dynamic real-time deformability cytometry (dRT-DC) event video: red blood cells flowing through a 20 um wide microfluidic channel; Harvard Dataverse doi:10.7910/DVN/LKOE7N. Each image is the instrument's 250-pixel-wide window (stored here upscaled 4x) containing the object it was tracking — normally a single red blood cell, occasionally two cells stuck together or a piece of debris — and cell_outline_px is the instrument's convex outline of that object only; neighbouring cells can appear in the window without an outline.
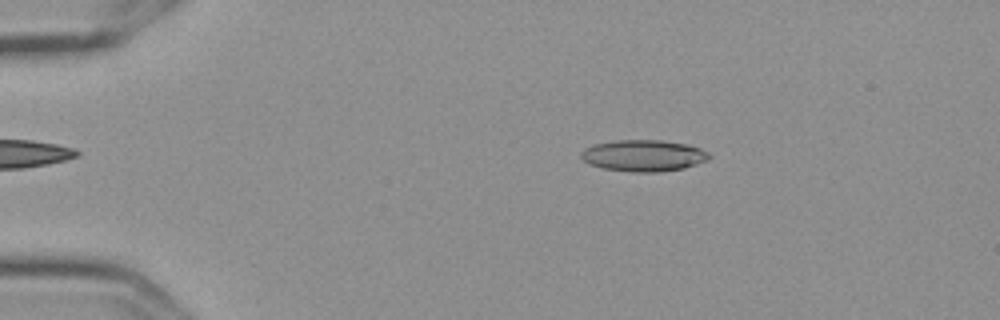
{"species": "Egyptian fruit bat (a non-hibernating species)", "species_latin": "Rousettus aegyptiacus", "temperature_condition": "cold", "stored_images_in_passage": 15, "camera_frame_rate_fps": 3000, "um_per_image_px": 0.085, "frame": {"image": 1, "passage_image": 9, "time_ms": 2.667, "image_size_px": [1000, 320], "cell_outline_px": [[712, 156], [708, 160], [684, 168], [656, 172], [632, 172], [604, 168], [592, 164], [584, 160], [580, 156], [580, 152], [584, 148], [592, 144], [616, 140], [660, 140], [688, 144], [700, 148], [708, 152]], "centroid_in_image_um": [54.71, 13.21], "position_along_channel_um": 30.3, "area_um2": 23.52}}